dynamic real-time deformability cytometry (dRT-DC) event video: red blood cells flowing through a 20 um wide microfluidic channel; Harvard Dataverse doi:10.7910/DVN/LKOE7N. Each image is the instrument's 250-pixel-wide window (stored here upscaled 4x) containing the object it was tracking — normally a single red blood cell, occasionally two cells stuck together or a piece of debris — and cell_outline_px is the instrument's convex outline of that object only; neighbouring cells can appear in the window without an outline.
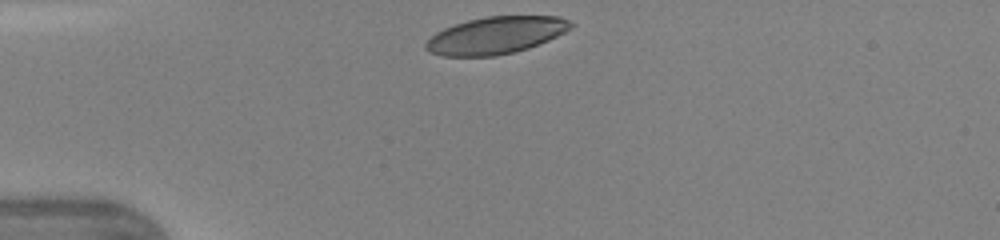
{"species": "human", "species_latin": "Homo sapiens", "temperature_condition": "warm", "stored_images_in_passage": 28, "camera_frame_rate_fps": 3000, "um_per_image_px": 0.085, "donor": {"sex": "female"}, "frame": {"image": 1, "passage_image": 1, "time_ms": 0.0, "image_size_px": [1000, 240], "cell_outline_px": [[576, 24], [572, 28], [548, 40], [528, 48], [496, 56], [440, 56], [428, 52], [424, 48], [424, 44], [436, 32], [452, 24], [468, 20], [488, 16], [560, 16]], "centroid_in_image_um": [42.12, 3.0], "position_along_channel_um": 42.9, "area_um2": 31.5}}
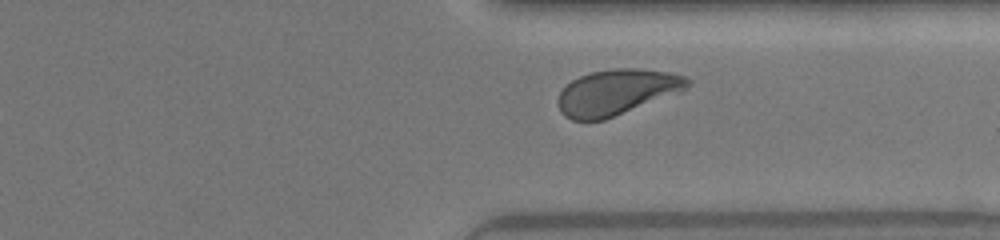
{"frame": {"image": 2, "passage_image": 25, "time_ms": 8.0, "image_size_px": [1000, 240], "cell_outline_px": [[692, 84], [684, 92], [604, 120], [572, 120], [564, 116], [556, 100], [560, 92], [572, 80], [580, 76], [592, 72], [612, 68], [636, 68], [668, 72], [684, 76], [692, 80]], "centroid_in_image_um": [52.49, 7.84], "position_along_channel_um": 358.9, "area_um2": 34.85}}
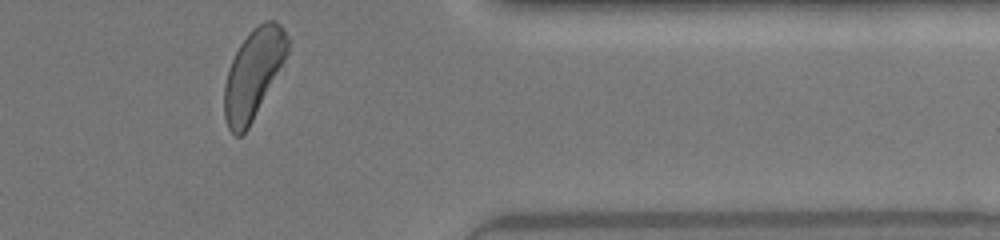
{"frame": {"image": 3, "passage_image": 28, "time_ms": 9.0, "image_size_px": [1000, 240], "cell_outline_px": [[288, 52], [284, 60], [248, 128], [240, 136], [236, 136], [228, 128], [224, 116], [224, 84], [228, 68], [240, 44], [252, 28], [264, 20], [276, 20], [284, 28], [288, 40]], "centroid_in_image_um": [21.51, 6.24], "position_along_channel_um": 389.9, "area_um2": 32.43}, "authors_computed_cell_mechanics": {"area_um2": 34.391, "velocity_mm_per_s": 4.3433, "shape_relaxation_time_tau1_ms": 2.1071, "shape_relaxation_time_tau2_ms": null, "deformation_change_tau1": 0.1498, "deformation_change_tau2": null}}